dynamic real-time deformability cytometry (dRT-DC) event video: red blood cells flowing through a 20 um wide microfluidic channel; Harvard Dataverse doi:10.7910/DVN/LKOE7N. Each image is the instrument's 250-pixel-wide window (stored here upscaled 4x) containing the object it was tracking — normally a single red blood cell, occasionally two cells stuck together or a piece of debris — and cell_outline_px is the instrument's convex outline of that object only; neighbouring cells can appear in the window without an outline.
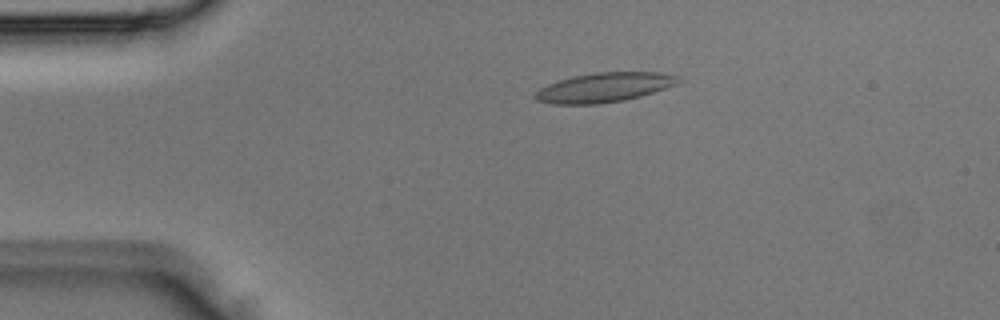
{"species": "Egyptian fruit bat (a non-hibernating species)", "species_latin": "Rousettus aegyptiacus", "temperature_condition": "room temperature", "stored_images_in_passage": 2, "camera_frame_rate_fps": 3000, "um_per_image_px": 0.085, "animal": {"sex": "male"}, "frame": {"image": 1, "passage_image": 1, "time_ms": 0.0, "image_size_px": [1000, 320], "cell_outline_px": [[680, 80], [676, 84], [640, 96], [624, 100], [596, 104], [552, 104], [536, 100], [532, 96], [540, 88], [548, 84], [572, 76], [596, 72], [660, 72], [676, 76]], "centroid_in_image_um": [51.3, 7.43], "position_along_channel_um": 33.7, "area_um2": 24.33}}